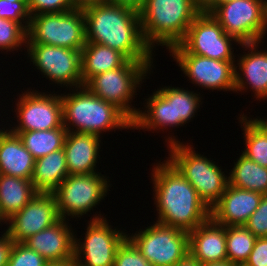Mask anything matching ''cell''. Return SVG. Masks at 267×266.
I'll list each match as a JSON object with an SVG mask.
<instances>
[{"label":"cell","instance_id":"1","mask_svg":"<svg viewBox=\"0 0 267 266\" xmlns=\"http://www.w3.org/2000/svg\"><path fill=\"white\" fill-rule=\"evenodd\" d=\"M83 13L86 42L110 47L131 61L152 62V49L141 33L139 11L106 2L88 6Z\"/></svg>","mask_w":267,"mask_h":266},{"label":"cell","instance_id":"2","mask_svg":"<svg viewBox=\"0 0 267 266\" xmlns=\"http://www.w3.org/2000/svg\"><path fill=\"white\" fill-rule=\"evenodd\" d=\"M157 222L190 232L210 218L195 188L167 160L152 171Z\"/></svg>","mask_w":267,"mask_h":266},{"label":"cell","instance_id":"3","mask_svg":"<svg viewBox=\"0 0 267 266\" xmlns=\"http://www.w3.org/2000/svg\"><path fill=\"white\" fill-rule=\"evenodd\" d=\"M201 12L193 0H145L139 10L141 33L145 43L168 48L178 44Z\"/></svg>","mask_w":267,"mask_h":266},{"label":"cell","instance_id":"4","mask_svg":"<svg viewBox=\"0 0 267 266\" xmlns=\"http://www.w3.org/2000/svg\"><path fill=\"white\" fill-rule=\"evenodd\" d=\"M76 91L77 93L61 96L63 125L67 131L74 130L70 129V124L76 127L74 132L97 136L102 133L101 131L132 128V121L113 104L97 97L85 86Z\"/></svg>","mask_w":267,"mask_h":266},{"label":"cell","instance_id":"5","mask_svg":"<svg viewBox=\"0 0 267 266\" xmlns=\"http://www.w3.org/2000/svg\"><path fill=\"white\" fill-rule=\"evenodd\" d=\"M170 140V141H169ZM170 156L168 161L195 188L199 198L211 209L220 199L229 184L220 167L192 147L169 137Z\"/></svg>","mask_w":267,"mask_h":266},{"label":"cell","instance_id":"6","mask_svg":"<svg viewBox=\"0 0 267 266\" xmlns=\"http://www.w3.org/2000/svg\"><path fill=\"white\" fill-rule=\"evenodd\" d=\"M200 97L183 88L165 87L153 93L147 101V111H138L132 129H161L181 126L191 120L200 106ZM164 126V127H163Z\"/></svg>","mask_w":267,"mask_h":266},{"label":"cell","instance_id":"7","mask_svg":"<svg viewBox=\"0 0 267 266\" xmlns=\"http://www.w3.org/2000/svg\"><path fill=\"white\" fill-rule=\"evenodd\" d=\"M151 63L127 60L121 67L92 77L84 86L97 97L119 108L133 121L139 109L130 108L128 103L150 71Z\"/></svg>","mask_w":267,"mask_h":266},{"label":"cell","instance_id":"8","mask_svg":"<svg viewBox=\"0 0 267 266\" xmlns=\"http://www.w3.org/2000/svg\"><path fill=\"white\" fill-rule=\"evenodd\" d=\"M26 44H45L81 50L86 44L83 9L30 17Z\"/></svg>","mask_w":267,"mask_h":266},{"label":"cell","instance_id":"9","mask_svg":"<svg viewBox=\"0 0 267 266\" xmlns=\"http://www.w3.org/2000/svg\"><path fill=\"white\" fill-rule=\"evenodd\" d=\"M127 238L153 266H175L189 254V233L159 222Z\"/></svg>","mask_w":267,"mask_h":266},{"label":"cell","instance_id":"10","mask_svg":"<svg viewBox=\"0 0 267 266\" xmlns=\"http://www.w3.org/2000/svg\"><path fill=\"white\" fill-rule=\"evenodd\" d=\"M210 14L240 45L261 42L267 31L264 0H235L219 4Z\"/></svg>","mask_w":267,"mask_h":266},{"label":"cell","instance_id":"11","mask_svg":"<svg viewBox=\"0 0 267 266\" xmlns=\"http://www.w3.org/2000/svg\"><path fill=\"white\" fill-rule=\"evenodd\" d=\"M220 23L207 12H201L187 29L184 38L169 48L170 52H189L206 58L221 61H234L231 41Z\"/></svg>","mask_w":267,"mask_h":266},{"label":"cell","instance_id":"12","mask_svg":"<svg viewBox=\"0 0 267 266\" xmlns=\"http://www.w3.org/2000/svg\"><path fill=\"white\" fill-rule=\"evenodd\" d=\"M109 181L98 173L68 175L52 192L59 217H80L104 199Z\"/></svg>","mask_w":267,"mask_h":266},{"label":"cell","instance_id":"13","mask_svg":"<svg viewBox=\"0 0 267 266\" xmlns=\"http://www.w3.org/2000/svg\"><path fill=\"white\" fill-rule=\"evenodd\" d=\"M105 219L95 216L90 220L84 242L75 238L73 260L77 266H113L117 250L128 235L110 228Z\"/></svg>","mask_w":267,"mask_h":266},{"label":"cell","instance_id":"14","mask_svg":"<svg viewBox=\"0 0 267 266\" xmlns=\"http://www.w3.org/2000/svg\"><path fill=\"white\" fill-rule=\"evenodd\" d=\"M28 55L46 78L68 87L82 86L81 50L45 44H27Z\"/></svg>","mask_w":267,"mask_h":266},{"label":"cell","instance_id":"15","mask_svg":"<svg viewBox=\"0 0 267 266\" xmlns=\"http://www.w3.org/2000/svg\"><path fill=\"white\" fill-rule=\"evenodd\" d=\"M16 112L19 125L11 132H29L65 128L63 125V108L61 95L26 92L20 95Z\"/></svg>","mask_w":267,"mask_h":266},{"label":"cell","instance_id":"16","mask_svg":"<svg viewBox=\"0 0 267 266\" xmlns=\"http://www.w3.org/2000/svg\"><path fill=\"white\" fill-rule=\"evenodd\" d=\"M174 60L179 63L181 70L196 85L211 90L235 91L234 61H221L206 58L189 52H170Z\"/></svg>","mask_w":267,"mask_h":266},{"label":"cell","instance_id":"17","mask_svg":"<svg viewBox=\"0 0 267 266\" xmlns=\"http://www.w3.org/2000/svg\"><path fill=\"white\" fill-rule=\"evenodd\" d=\"M59 219L55 196L52 193H37L19 212L7 220L9 227L6 232L14 243H23Z\"/></svg>","mask_w":267,"mask_h":266},{"label":"cell","instance_id":"18","mask_svg":"<svg viewBox=\"0 0 267 266\" xmlns=\"http://www.w3.org/2000/svg\"><path fill=\"white\" fill-rule=\"evenodd\" d=\"M263 194L229 185L210 209V217L224 226L245 225L259 207Z\"/></svg>","mask_w":267,"mask_h":266},{"label":"cell","instance_id":"19","mask_svg":"<svg viewBox=\"0 0 267 266\" xmlns=\"http://www.w3.org/2000/svg\"><path fill=\"white\" fill-rule=\"evenodd\" d=\"M60 218L52 226L29 237L23 243L39 253L49 263L70 262L74 259V233Z\"/></svg>","mask_w":267,"mask_h":266},{"label":"cell","instance_id":"20","mask_svg":"<svg viewBox=\"0 0 267 266\" xmlns=\"http://www.w3.org/2000/svg\"><path fill=\"white\" fill-rule=\"evenodd\" d=\"M189 254L201 265L227 260L226 226L210 217L190 231Z\"/></svg>","mask_w":267,"mask_h":266},{"label":"cell","instance_id":"21","mask_svg":"<svg viewBox=\"0 0 267 266\" xmlns=\"http://www.w3.org/2000/svg\"><path fill=\"white\" fill-rule=\"evenodd\" d=\"M99 139L91 133L67 132L63 148L69 175L96 173Z\"/></svg>","mask_w":267,"mask_h":266},{"label":"cell","instance_id":"22","mask_svg":"<svg viewBox=\"0 0 267 266\" xmlns=\"http://www.w3.org/2000/svg\"><path fill=\"white\" fill-rule=\"evenodd\" d=\"M35 159L21 138L0 129V174L31 180Z\"/></svg>","mask_w":267,"mask_h":266},{"label":"cell","instance_id":"23","mask_svg":"<svg viewBox=\"0 0 267 266\" xmlns=\"http://www.w3.org/2000/svg\"><path fill=\"white\" fill-rule=\"evenodd\" d=\"M259 43L241 44L242 47L249 48L251 52L249 53L248 51V54L240 57L238 61V69L242 71V74L235 70V91L246 89L247 83L251 89L253 88L252 90L255 96H257L256 98H263L265 100L267 98V51L259 52L257 49Z\"/></svg>","mask_w":267,"mask_h":266},{"label":"cell","instance_id":"24","mask_svg":"<svg viewBox=\"0 0 267 266\" xmlns=\"http://www.w3.org/2000/svg\"><path fill=\"white\" fill-rule=\"evenodd\" d=\"M127 60L117 50L94 42H86L81 49L82 86L100 73L121 67Z\"/></svg>","mask_w":267,"mask_h":266},{"label":"cell","instance_id":"25","mask_svg":"<svg viewBox=\"0 0 267 266\" xmlns=\"http://www.w3.org/2000/svg\"><path fill=\"white\" fill-rule=\"evenodd\" d=\"M68 175L62 148L35 160L31 182L38 193H52Z\"/></svg>","mask_w":267,"mask_h":266},{"label":"cell","instance_id":"26","mask_svg":"<svg viewBox=\"0 0 267 266\" xmlns=\"http://www.w3.org/2000/svg\"><path fill=\"white\" fill-rule=\"evenodd\" d=\"M37 193L31 180L0 174V220L7 223Z\"/></svg>","mask_w":267,"mask_h":266},{"label":"cell","instance_id":"27","mask_svg":"<svg viewBox=\"0 0 267 266\" xmlns=\"http://www.w3.org/2000/svg\"><path fill=\"white\" fill-rule=\"evenodd\" d=\"M229 185L267 194V168L241 155L229 174Z\"/></svg>","mask_w":267,"mask_h":266},{"label":"cell","instance_id":"28","mask_svg":"<svg viewBox=\"0 0 267 266\" xmlns=\"http://www.w3.org/2000/svg\"><path fill=\"white\" fill-rule=\"evenodd\" d=\"M67 132L66 128H55L12 133L17 134L21 138L25 148L37 160L49 153L62 149Z\"/></svg>","mask_w":267,"mask_h":266},{"label":"cell","instance_id":"29","mask_svg":"<svg viewBox=\"0 0 267 266\" xmlns=\"http://www.w3.org/2000/svg\"><path fill=\"white\" fill-rule=\"evenodd\" d=\"M256 238L244 225L226 226L227 260L237 266H244Z\"/></svg>","mask_w":267,"mask_h":266},{"label":"cell","instance_id":"30","mask_svg":"<svg viewBox=\"0 0 267 266\" xmlns=\"http://www.w3.org/2000/svg\"><path fill=\"white\" fill-rule=\"evenodd\" d=\"M240 118L246 138V149L242 154L267 168V133L254 120H247L244 114Z\"/></svg>","mask_w":267,"mask_h":266},{"label":"cell","instance_id":"31","mask_svg":"<svg viewBox=\"0 0 267 266\" xmlns=\"http://www.w3.org/2000/svg\"><path fill=\"white\" fill-rule=\"evenodd\" d=\"M26 42L27 30L20 23L0 18V49L13 51Z\"/></svg>","mask_w":267,"mask_h":266},{"label":"cell","instance_id":"32","mask_svg":"<svg viewBox=\"0 0 267 266\" xmlns=\"http://www.w3.org/2000/svg\"><path fill=\"white\" fill-rule=\"evenodd\" d=\"M49 264L39 253L24 243H14L7 266H47Z\"/></svg>","mask_w":267,"mask_h":266},{"label":"cell","instance_id":"33","mask_svg":"<svg viewBox=\"0 0 267 266\" xmlns=\"http://www.w3.org/2000/svg\"><path fill=\"white\" fill-rule=\"evenodd\" d=\"M113 266H153L134 244L126 238L119 246Z\"/></svg>","mask_w":267,"mask_h":266},{"label":"cell","instance_id":"34","mask_svg":"<svg viewBox=\"0 0 267 266\" xmlns=\"http://www.w3.org/2000/svg\"><path fill=\"white\" fill-rule=\"evenodd\" d=\"M30 17L31 15L28 10L27 1L13 2L8 0H0V18L14 20L28 30ZM26 19L27 21H24ZM22 20L24 21L23 23H25V26L22 24Z\"/></svg>","mask_w":267,"mask_h":266},{"label":"cell","instance_id":"35","mask_svg":"<svg viewBox=\"0 0 267 266\" xmlns=\"http://www.w3.org/2000/svg\"><path fill=\"white\" fill-rule=\"evenodd\" d=\"M30 15L62 13L75 9L72 0H27Z\"/></svg>","mask_w":267,"mask_h":266},{"label":"cell","instance_id":"36","mask_svg":"<svg viewBox=\"0 0 267 266\" xmlns=\"http://www.w3.org/2000/svg\"><path fill=\"white\" fill-rule=\"evenodd\" d=\"M244 226L257 238L267 237V194Z\"/></svg>","mask_w":267,"mask_h":266},{"label":"cell","instance_id":"37","mask_svg":"<svg viewBox=\"0 0 267 266\" xmlns=\"http://www.w3.org/2000/svg\"><path fill=\"white\" fill-rule=\"evenodd\" d=\"M244 266H267V237L256 238L253 249Z\"/></svg>","mask_w":267,"mask_h":266},{"label":"cell","instance_id":"38","mask_svg":"<svg viewBox=\"0 0 267 266\" xmlns=\"http://www.w3.org/2000/svg\"><path fill=\"white\" fill-rule=\"evenodd\" d=\"M14 241L7 232L0 237V266H7Z\"/></svg>","mask_w":267,"mask_h":266},{"label":"cell","instance_id":"39","mask_svg":"<svg viewBox=\"0 0 267 266\" xmlns=\"http://www.w3.org/2000/svg\"><path fill=\"white\" fill-rule=\"evenodd\" d=\"M196 8L200 12L210 13L217 5H219V0H193Z\"/></svg>","mask_w":267,"mask_h":266},{"label":"cell","instance_id":"40","mask_svg":"<svg viewBox=\"0 0 267 266\" xmlns=\"http://www.w3.org/2000/svg\"><path fill=\"white\" fill-rule=\"evenodd\" d=\"M144 1L145 0H107V2L109 3L127 6L137 11H139L142 8Z\"/></svg>","mask_w":267,"mask_h":266},{"label":"cell","instance_id":"41","mask_svg":"<svg viewBox=\"0 0 267 266\" xmlns=\"http://www.w3.org/2000/svg\"><path fill=\"white\" fill-rule=\"evenodd\" d=\"M76 9H84L88 6L106 3L107 0H72Z\"/></svg>","mask_w":267,"mask_h":266},{"label":"cell","instance_id":"42","mask_svg":"<svg viewBox=\"0 0 267 266\" xmlns=\"http://www.w3.org/2000/svg\"><path fill=\"white\" fill-rule=\"evenodd\" d=\"M175 266H201V264L195 260L190 254H188L183 260L179 261Z\"/></svg>","mask_w":267,"mask_h":266},{"label":"cell","instance_id":"43","mask_svg":"<svg viewBox=\"0 0 267 266\" xmlns=\"http://www.w3.org/2000/svg\"><path fill=\"white\" fill-rule=\"evenodd\" d=\"M201 266H237V265L231 263L229 260H222V261L205 263L202 264Z\"/></svg>","mask_w":267,"mask_h":266},{"label":"cell","instance_id":"44","mask_svg":"<svg viewBox=\"0 0 267 266\" xmlns=\"http://www.w3.org/2000/svg\"><path fill=\"white\" fill-rule=\"evenodd\" d=\"M47 266H77V263L74 260H72L70 262L49 263Z\"/></svg>","mask_w":267,"mask_h":266},{"label":"cell","instance_id":"45","mask_svg":"<svg viewBox=\"0 0 267 266\" xmlns=\"http://www.w3.org/2000/svg\"><path fill=\"white\" fill-rule=\"evenodd\" d=\"M266 133H267V120L266 119H253Z\"/></svg>","mask_w":267,"mask_h":266},{"label":"cell","instance_id":"46","mask_svg":"<svg viewBox=\"0 0 267 266\" xmlns=\"http://www.w3.org/2000/svg\"><path fill=\"white\" fill-rule=\"evenodd\" d=\"M264 9H265V25L267 27V1H264Z\"/></svg>","mask_w":267,"mask_h":266},{"label":"cell","instance_id":"47","mask_svg":"<svg viewBox=\"0 0 267 266\" xmlns=\"http://www.w3.org/2000/svg\"><path fill=\"white\" fill-rule=\"evenodd\" d=\"M235 0H219V4L228 3Z\"/></svg>","mask_w":267,"mask_h":266},{"label":"cell","instance_id":"48","mask_svg":"<svg viewBox=\"0 0 267 266\" xmlns=\"http://www.w3.org/2000/svg\"><path fill=\"white\" fill-rule=\"evenodd\" d=\"M8 1L16 2V1H27V0H8Z\"/></svg>","mask_w":267,"mask_h":266}]
</instances>
